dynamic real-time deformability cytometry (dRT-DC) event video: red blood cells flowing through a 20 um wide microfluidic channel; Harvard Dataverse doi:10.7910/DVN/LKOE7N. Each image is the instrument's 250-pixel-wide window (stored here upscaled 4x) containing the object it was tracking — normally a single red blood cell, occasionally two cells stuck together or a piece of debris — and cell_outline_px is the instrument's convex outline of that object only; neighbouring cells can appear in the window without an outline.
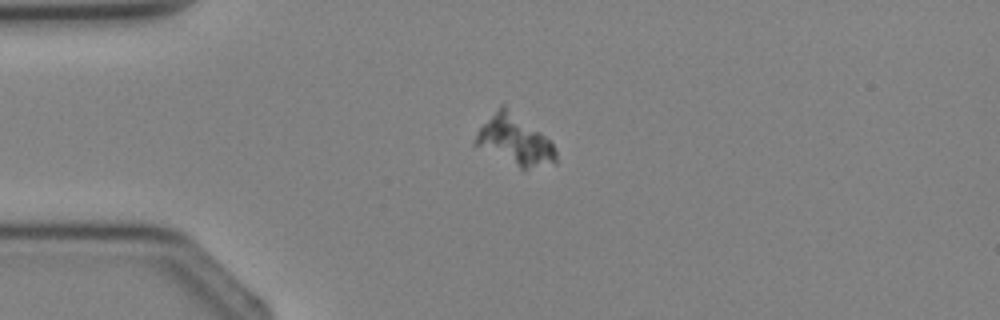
{"species": "Egyptian fruit bat (a non-hibernating species)", "species_latin": "Rousettus aegyptiacus", "temperature_condition": "cold", "stored_images_in_passage": 3, "camera_frame_rate_fps": 3000, "um_per_image_px": 0.085, "animal": {"sex": "female"}, "frame": {"image": 1, "passage_image": 2, "time_ms": 1.333, "image_size_px": [1000, 320], "cell_outline_px": [[556, 164], [524, 172], [472, 144], [472, 140], [476, 132], [500, 104], [504, 104], [540, 132], [552, 144], [556, 152]], "centroid_in_image_um": [43.74, 11.99], "position_along_channel_um": 41.3, "area_um2": 23.87}}